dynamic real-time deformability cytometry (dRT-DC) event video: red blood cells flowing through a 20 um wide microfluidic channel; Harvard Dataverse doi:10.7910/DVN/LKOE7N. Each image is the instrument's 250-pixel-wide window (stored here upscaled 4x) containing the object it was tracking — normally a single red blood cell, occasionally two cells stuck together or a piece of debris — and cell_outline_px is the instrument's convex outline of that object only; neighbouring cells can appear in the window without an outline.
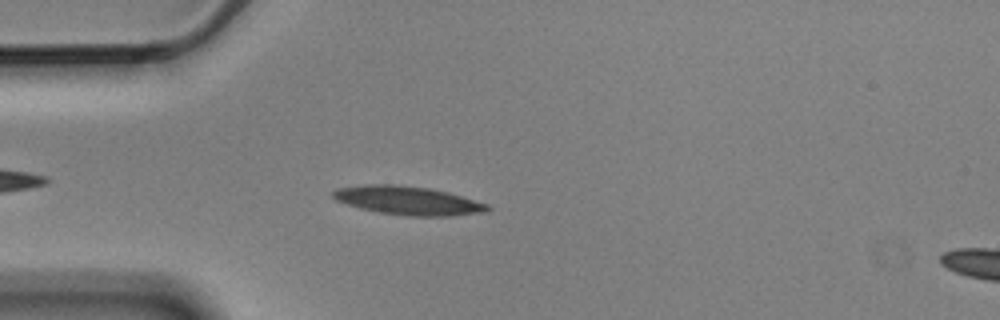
{"species": "Egyptian fruit bat (a non-hibernating species)", "species_latin": "Rousettus aegyptiacus", "temperature_condition": "cold", "stored_images_in_passage": 6, "segment_of_instrument_passage": [1, 2], "camera_frame_rate_fps": 3000, "um_per_image_px": 0.085, "animal": {"sex": "male"}, "frame": {"image": 1, "passage_image": 5, "time_ms": 1.333, "image_size_px": [1000, 320], "cell_outline_px": [[492, 208], [488, 212], [452, 216], [404, 216], [380, 212], [360, 208], [336, 200], [332, 196], [332, 192], [336, 188], [364, 184], [396, 184], [428, 188], [448, 192], [488, 204]], "centroid_in_image_um": [34.7, 17.05], "position_along_channel_um": 50.3, "area_um2": 25.89}}